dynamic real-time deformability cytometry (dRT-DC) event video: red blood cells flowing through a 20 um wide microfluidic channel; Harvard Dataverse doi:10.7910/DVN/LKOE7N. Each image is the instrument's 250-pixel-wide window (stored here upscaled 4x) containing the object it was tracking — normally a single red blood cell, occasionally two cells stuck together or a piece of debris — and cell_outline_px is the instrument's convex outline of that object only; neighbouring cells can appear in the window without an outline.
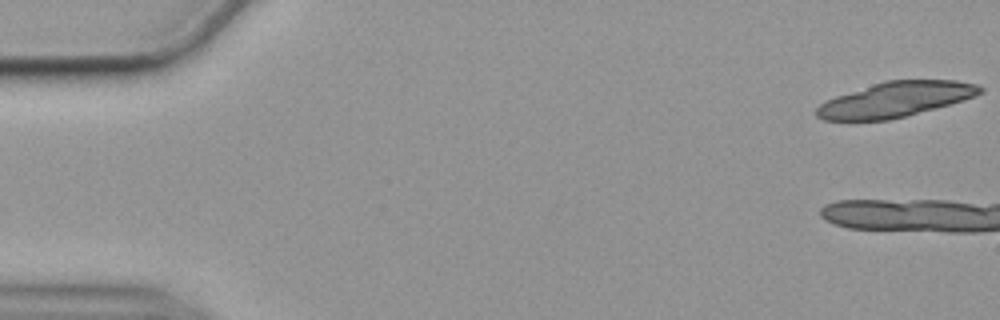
{"species": "common noctule bat (a hibernating species)", "species_latin": "Nyctalus noctula", "temperature_condition": "cold", "stored_images_in_passage": 6, "camera_frame_rate_fps": 3000, "um_per_image_px": 0.085, "animal": {"sex": "female", "body_mass_g": 19.9}, "frame": {"image": 1, "passage_image": 1, "time_ms": 0.0, "image_size_px": [1000, 320], "cell_outline_px": [[984, 92], [976, 96], [964, 100], [904, 116], [888, 120], [824, 120], [816, 116], [816, 108], [824, 100], [884, 80], [956, 80], [976, 84], [984, 88]], "centroid_in_image_um": [76.12, 8.44], "position_along_channel_um": 8.9, "area_um2": 33.23}}